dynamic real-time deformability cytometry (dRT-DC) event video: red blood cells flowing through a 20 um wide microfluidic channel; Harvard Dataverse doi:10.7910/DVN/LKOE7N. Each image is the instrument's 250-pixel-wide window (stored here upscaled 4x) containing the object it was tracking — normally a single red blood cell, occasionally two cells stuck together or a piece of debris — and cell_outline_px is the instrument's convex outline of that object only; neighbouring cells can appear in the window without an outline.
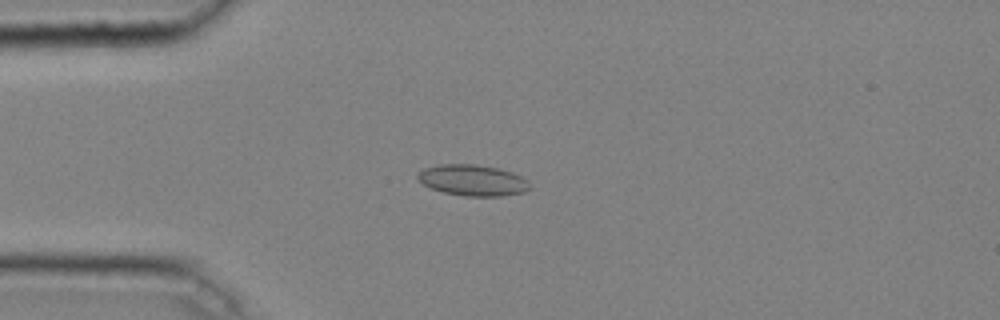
{"species": "common noctule bat (a hibernating species)", "species_latin": "Nyctalus noctula", "temperature_condition": "cold", "stored_images_in_passage": 42, "camera_frame_rate_fps": 3000, "um_per_image_px": 0.085, "animal": {"sex": "male", "body_mass_g": 20.4}, "frame": {"image": 1, "passage_image": 7, "time_ms": 2.0, "image_size_px": [1000, 320], "cell_outline_px": [[532, 188], [524, 192], [500, 196], [464, 196], [444, 192], [432, 188], [424, 184], [416, 176], [424, 168], [440, 164], [476, 164], [496, 168], [512, 172], [528, 180]], "centroid_in_image_um": [40.21, 15.32], "position_along_channel_um": 44.8, "area_um2": 20.17}}
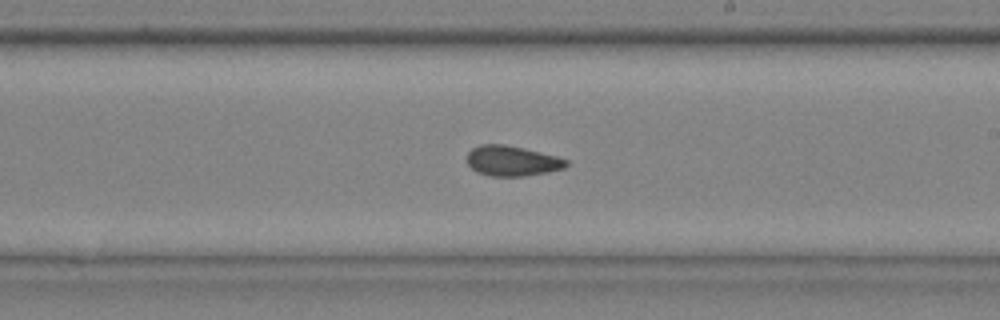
{"frame": {"image": 2, "passage_image": 23, "time_ms": 7.333, "image_size_px": [1000, 320], "cell_outline_px": [[568, 164], [564, 168], [548, 172], [524, 176], [488, 176], [476, 172], [468, 164], [468, 152], [472, 148], [480, 144], [504, 144], [524, 148], [556, 156], [568, 160]], "centroid_in_image_um": [43.51, 13.68], "position_along_channel_um": 245.5, "area_um2": 17.51}}
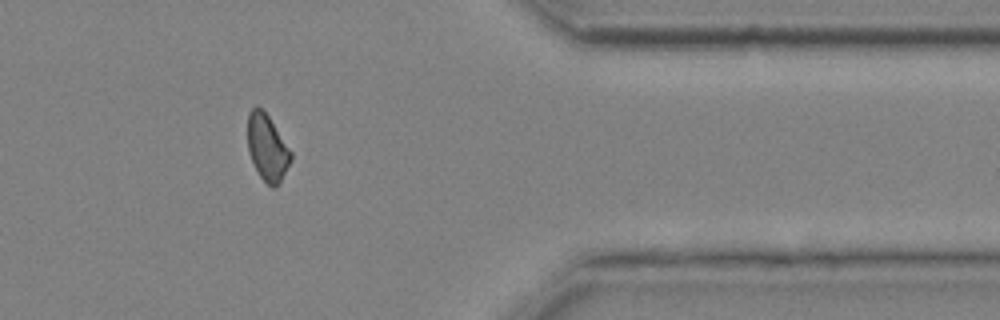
{"frame": {"image": 3, "passage_image": 35, "time_ms": 11.333, "image_size_px": [1000, 320], "cell_outline_px": [[292, 160], [276, 188], [272, 188], [260, 176], [248, 152], [248, 112], [256, 104], [268, 116], [292, 152]], "centroid_in_image_um": [22.72, 12.55], "position_along_channel_um": 388.7, "area_um2": 16.53}, "authors_computed_cell_mechanics": {"area_um2": 17.5423, "velocity_mm_per_s": 4.0714, "shape_relaxation_time_tau1_ms": null, "shape_relaxation_time_tau2_ms": 6.0733, "deformation_change_tau1": null, "deformation_change_tau2": 0.0863}}